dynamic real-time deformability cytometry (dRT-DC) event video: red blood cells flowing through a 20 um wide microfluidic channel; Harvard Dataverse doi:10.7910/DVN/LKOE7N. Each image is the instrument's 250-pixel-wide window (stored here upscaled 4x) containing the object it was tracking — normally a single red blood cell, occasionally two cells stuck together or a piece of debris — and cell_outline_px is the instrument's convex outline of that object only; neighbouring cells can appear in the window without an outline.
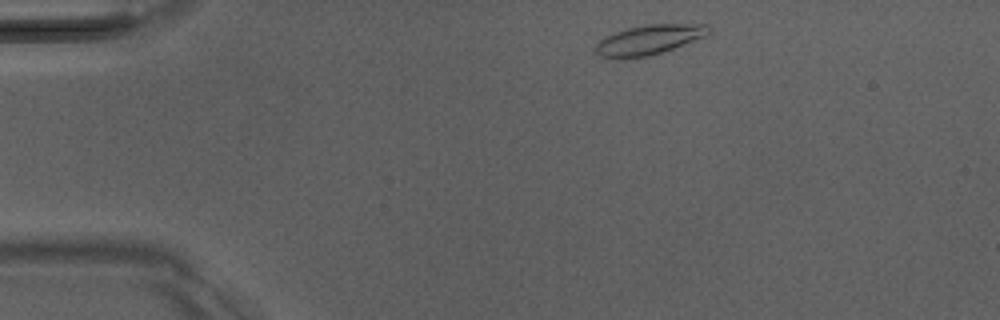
{"species": "Egyptian fruit bat (a non-hibernating species)", "species_latin": "Rousettus aegyptiacus", "temperature_condition": "room temperature", "stored_images_in_passage": 6, "camera_frame_rate_fps": 3000, "um_per_image_px": 0.085, "animal": {"sex": "male"}, "frame": {"image": 1, "passage_image": 2, "time_ms": 0.333, "image_size_px": [1000, 320], "cell_outline_px": [[712, 28], [704, 36], [672, 48], [648, 56], [620, 60], [600, 56], [596, 52], [596, 44], [600, 40], [616, 32], [628, 28], [644, 24], [708, 24]], "centroid_in_image_um": [55.13, 3.39], "position_along_channel_um": 29.9, "area_um2": 19.42}}